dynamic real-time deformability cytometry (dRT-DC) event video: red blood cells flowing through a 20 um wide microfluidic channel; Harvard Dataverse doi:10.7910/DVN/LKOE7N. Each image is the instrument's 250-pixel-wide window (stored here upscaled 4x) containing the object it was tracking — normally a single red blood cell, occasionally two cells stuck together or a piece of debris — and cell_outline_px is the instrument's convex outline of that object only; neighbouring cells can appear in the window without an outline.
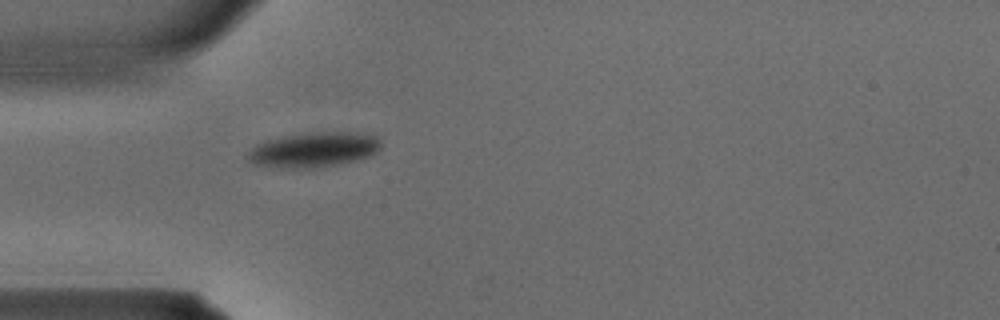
{"species": "common noctule bat (a hibernating species)", "species_latin": "Nyctalus noctula", "temperature_condition": "warm", "stored_images_in_passage": 23, "camera_frame_rate_fps": 3000, "um_per_image_px": 0.085, "animal": {"sex": "male", "body_mass_g": 15.6}, "frame": {"image": 1, "passage_image": 2, "time_ms": 0.333, "image_size_px": [1000, 320], "cell_outline_px": [[380, 148], [372, 156], [336, 164], [312, 168], [280, 168], [252, 164], [244, 156], [256, 144], [268, 140], [308, 132], [348, 132], [376, 136], [380, 140]], "centroid_in_image_um": [26.63, 12.74], "position_along_channel_um": 58.4, "area_um2": 26.99}}
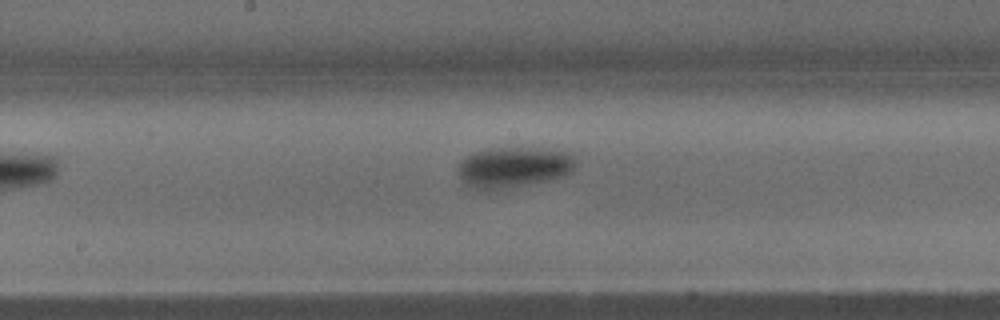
{"frame": {"image": 2, "passage_image": 10, "time_ms": 3.0, "image_size_px": [1000, 320], "cell_outline_px": [[576, 168], [572, 172], [564, 176], [548, 180], [504, 188], [472, 188], [464, 184], [460, 180], [456, 172], [460, 160], [464, 156], [476, 152], [492, 148], [528, 148], [572, 152], [576, 164]], "centroid_in_image_um": [43.64, 14.2], "position_along_channel_um": 204.6, "area_um2": 27.8}}
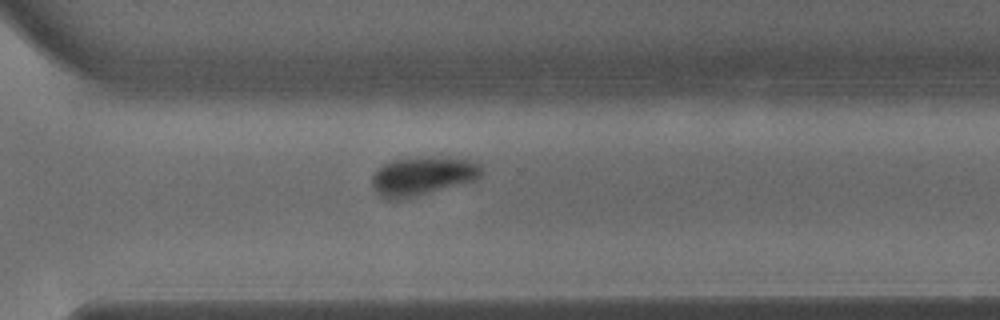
{"frame": {"image": 3, "passage_image": 17, "time_ms": 5.333, "image_size_px": [1000, 320], "cell_outline_px": [[480, 176], [476, 180], [420, 196], [404, 200], [388, 200], [380, 196], [372, 188], [372, 176], [384, 164], [392, 160], [476, 160], [480, 164]], "centroid_in_image_um": [35.87, 15.06], "position_along_channel_um": 334.7, "area_um2": 23.87}}